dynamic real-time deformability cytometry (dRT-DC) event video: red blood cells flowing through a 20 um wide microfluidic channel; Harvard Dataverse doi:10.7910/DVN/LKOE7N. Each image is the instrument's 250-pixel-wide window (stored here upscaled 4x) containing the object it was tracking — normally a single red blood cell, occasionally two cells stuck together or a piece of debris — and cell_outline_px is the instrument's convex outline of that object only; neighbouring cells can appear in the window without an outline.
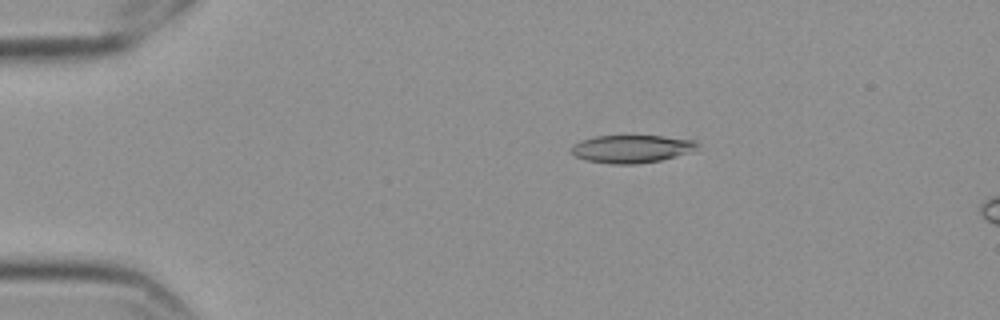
{"species": "Egyptian fruit bat (a non-hibernating species)", "species_latin": "Rousettus aegyptiacus", "temperature_condition": "cold", "stored_images_in_passage": 14, "camera_frame_rate_fps": 3000, "um_per_image_px": 0.085, "frame": {"image": 1, "passage_image": 8, "time_ms": 2.333, "image_size_px": [1000, 320], "cell_outline_px": [[700, 144], [688, 152], [676, 156], [660, 160], [636, 164], [612, 164], [584, 160], [576, 156], [572, 152], [572, 144], [580, 140], [596, 136], [664, 136], [696, 140]], "centroid_in_image_um": [53.66, 12.65], "position_along_channel_um": 31.3, "area_um2": 20.35}}